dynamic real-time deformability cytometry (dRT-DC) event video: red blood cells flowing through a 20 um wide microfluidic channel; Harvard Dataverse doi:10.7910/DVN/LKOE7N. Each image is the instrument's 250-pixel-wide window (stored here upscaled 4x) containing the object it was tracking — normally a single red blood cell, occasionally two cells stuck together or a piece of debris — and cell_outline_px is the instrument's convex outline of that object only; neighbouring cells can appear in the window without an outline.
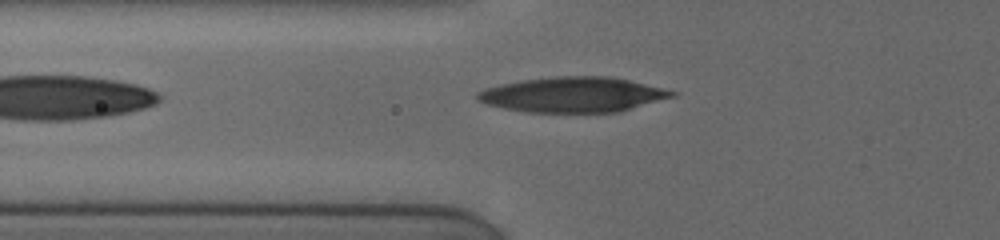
{"species": "human", "species_latin": "Homo sapiens", "temperature_condition": "cold", "stored_images_in_passage": 12, "camera_frame_rate_fps": 3000, "um_per_image_px": 0.085, "donor": {"sex": "female"}, "frame": {"image": 1, "passage_image": 12, "time_ms": 7.333, "image_size_px": [1000, 240], "cell_outline_px": [[676, 96], [620, 112], [524, 112], [504, 108], [488, 104], [480, 100], [476, 96], [476, 92], [488, 88], [520, 80], [556, 76], [608, 76], [628, 80], [676, 92]], "centroid_in_image_um": [48.72, 8.05], "position_along_channel_um": 77.1, "area_um2": 39.48}}